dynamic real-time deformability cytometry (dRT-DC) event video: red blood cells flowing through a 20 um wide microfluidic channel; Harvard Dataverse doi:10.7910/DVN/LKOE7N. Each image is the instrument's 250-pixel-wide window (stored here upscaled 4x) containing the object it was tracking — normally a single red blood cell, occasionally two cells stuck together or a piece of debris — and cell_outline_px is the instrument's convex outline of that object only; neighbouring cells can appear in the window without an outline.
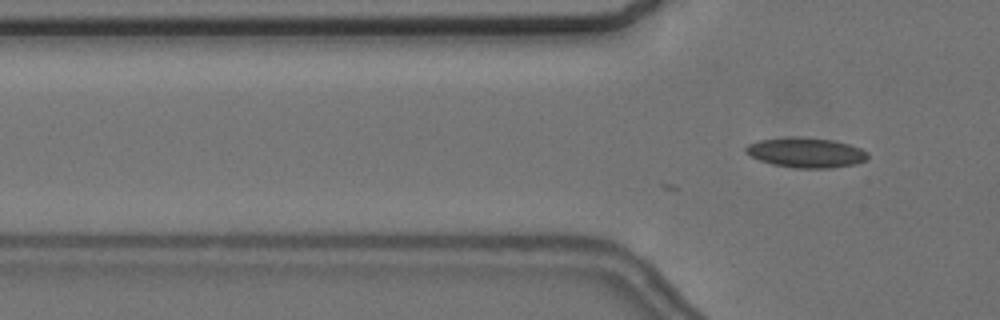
{"species": "common noctule bat (a hibernating species)", "species_latin": "Nyctalus noctula", "temperature_condition": "cold", "stored_images_in_passage": 5, "camera_frame_rate_fps": 3000, "um_per_image_px": 0.085, "animal": {"sex": "female", "body_mass_g": 24.6, "forearm_length_mm": 56.2}, "frame": {"image": 1, "passage_image": 5, "time_ms": 1.333, "image_size_px": [1000, 320], "cell_outline_px": [[868, 160], [856, 164], [832, 168], [796, 168], [772, 164], [760, 160], [744, 152], [744, 148], [748, 144], [760, 140], [788, 136], [796, 136], [832, 140], [848, 144], [860, 148], [868, 152]], "centroid_in_image_um": [68.52, 12.97], "position_along_channel_um": 57.3, "area_um2": 21.44}}